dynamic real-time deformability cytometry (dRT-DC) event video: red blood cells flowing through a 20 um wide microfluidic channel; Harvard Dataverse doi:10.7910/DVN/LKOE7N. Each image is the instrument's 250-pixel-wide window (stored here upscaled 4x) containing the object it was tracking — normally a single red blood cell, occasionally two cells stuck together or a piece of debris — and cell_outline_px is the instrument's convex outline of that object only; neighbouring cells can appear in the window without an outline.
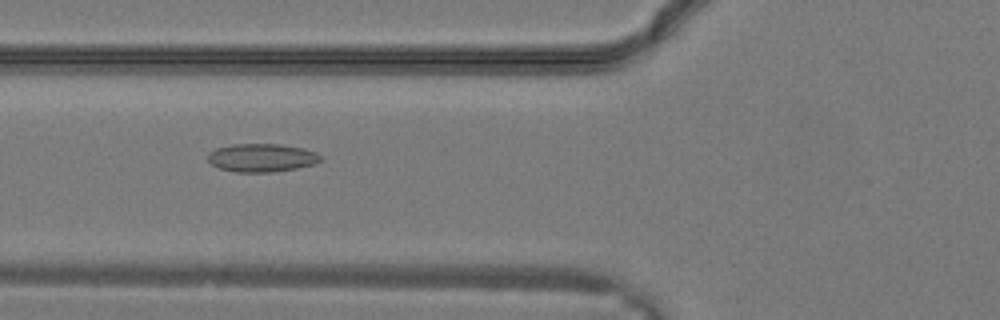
{"species": "common noctule bat (a hibernating species)", "species_latin": "Nyctalus noctula", "temperature_condition": "warm", "stored_images_in_passage": 31, "camera_frame_rate_fps": 3000, "um_per_image_px": 0.085, "animal": {"sex": "male", "body_mass_g": 19.2, "forearm_length_mm": 51.8}, "frame": {"image": 1, "passage_image": 12, "time_ms": 3.667, "image_size_px": [1000, 320], "cell_outline_px": [[324, 156], [316, 164], [296, 168], [272, 172], [236, 172], [220, 168], [212, 164], [208, 160], [208, 152], [216, 148], [232, 144], [280, 144], [304, 148], [316, 152]], "centroid_in_image_um": [22.27, 13.4], "position_along_channel_um": 103.5, "area_um2": 18.67}}
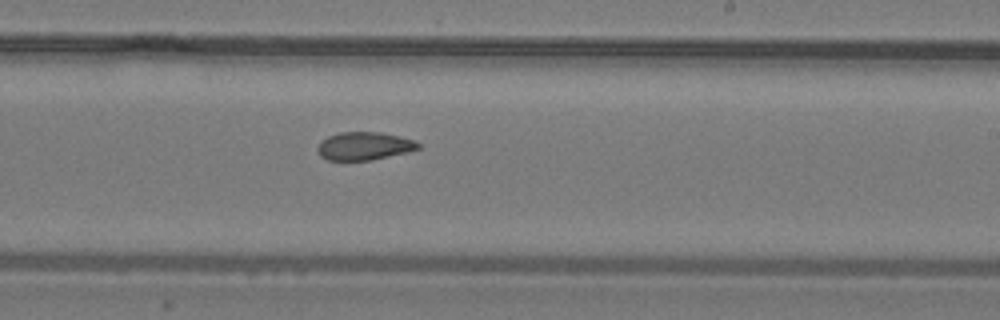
{"frame": {"image": 2, "passage_image": 19, "time_ms": 6.0, "image_size_px": [1000, 320], "cell_outline_px": [[420, 148], [408, 152], [368, 160], [328, 160], [320, 156], [316, 148], [320, 140], [328, 136], [340, 132], [380, 132], [400, 136], [416, 140], [420, 144]], "centroid_in_image_um": [30.94, 12.4], "position_along_channel_um": 258.1, "area_um2": 16.53}}
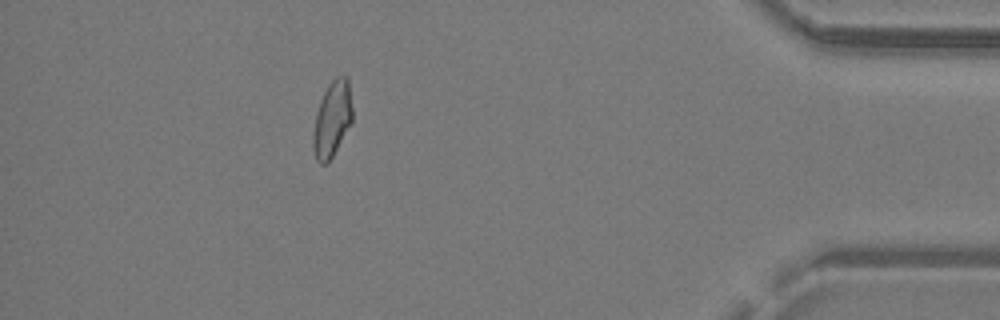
{"frame": {"image": 3, "passage_image": 28, "time_ms": 9.0, "image_size_px": [1000, 320], "cell_outline_px": [[352, 120], [328, 164], [320, 164], [316, 160], [312, 148], [312, 136], [316, 112], [320, 100], [328, 84], [336, 76], [348, 76], [352, 108]], "centroid_in_image_um": [28.21, 10.12], "position_along_channel_um": 407.0, "area_um2": 17.4}}